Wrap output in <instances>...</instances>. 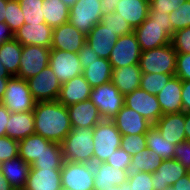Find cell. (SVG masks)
<instances>
[{
	"instance_id": "6125c7cd",
	"label": "cell",
	"mask_w": 190,
	"mask_h": 190,
	"mask_svg": "<svg viewBox=\"0 0 190 190\" xmlns=\"http://www.w3.org/2000/svg\"><path fill=\"white\" fill-rule=\"evenodd\" d=\"M104 190H129V183L128 182H124L121 185L112 186V187H109V188L104 189Z\"/></svg>"
},
{
	"instance_id": "44dd1931",
	"label": "cell",
	"mask_w": 190,
	"mask_h": 190,
	"mask_svg": "<svg viewBox=\"0 0 190 190\" xmlns=\"http://www.w3.org/2000/svg\"><path fill=\"white\" fill-rule=\"evenodd\" d=\"M92 87L83 74L76 76L62 84L57 101L66 107L90 99Z\"/></svg>"
},
{
	"instance_id": "30bf717a",
	"label": "cell",
	"mask_w": 190,
	"mask_h": 190,
	"mask_svg": "<svg viewBox=\"0 0 190 190\" xmlns=\"http://www.w3.org/2000/svg\"><path fill=\"white\" fill-rule=\"evenodd\" d=\"M30 93L36 102L56 101L62 84L48 65L27 80Z\"/></svg>"
},
{
	"instance_id": "03108f58",
	"label": "cell",
	"mask_w": 190,
	"mask_h": 190,
	"mask_svg": "<svg viewBox=\"0 0 190 190\" xmlns=\"http://www.w3.org/2000/svg\"><path fill=\"white\" fill-rule=\"evenodd\" d=\"M159 190H175V188L173 186H168L165 189H159Z\"/></svg>"
},
{
	"instance_id": "7402d4cb",
	"label": "cell",
	"mask_w": 190,
	"mask_h": 190,
	"mask_svg": "<svg viewBox=\"0 0 190 190\" xmlns=\"http://www.w3.org/2000/svg\"><path fill=\"white\" fill-rule=\"evenodd\" d=\"M181 93L182 80L173 76L156 95L163 115L183 111Z\"/></svg>"
},
{
	"instance_id": "484cf974",
	"label": "cell",
	"mask_w": 190,
	"mask_h": 190,
	"mask_svg": "<svg viewBox=\"0 0 190 190\" xmlns=\"http://www.w3.org/2000/svg\"><path fill=\"white\" fill-rule=\"evenodd\" d=\"M141 75L139 65L115 68L112 72V83L125 96L140 88Z\"/></svg>"
},
{
	"instance_id": "ffe728a7",
	"label": "cell",
	"mask_w": 190,
	"mask_h": 190,
	"mask_svg": "<svg viewBox=\"0 0 190 190\" xmlns=\"http://www.w3.org/2000/svg\"><path fill=\"white\" fill-rule=\"evenodd\" d=\"M67 109L72 128L94 127L102 120L98 108L90 99L71 104Z\"/></svg>"
},
{
	"instance_id": "603a6c76",
	"label": "cell",
	"mask_w": 190,
	"mask_h": 190,
	"mask_svg": "<svg viewBox=\"0 0 190 190\" xmlns=\"http://www.w3.org/2000/svg\"><path fill=\"white\" fill-rule=\"evenodd\" d=\"M188 174V170L177 160H162L158 169L152 173L154 190L172 186L181 177Z\"/></svg>"
},
{
	"instance_id": "bcb514c9",
	"label": "cell",
	"mask_w": 190,
	"mask_h": 190,
	"mask_svg": "<svg viewBox=\"0 0 190 190\" xmlns=\"http://www.w3.org/2000/svg\"><path fill=\"white\" fill-rule=\"evenodd\" d=\"M187 0H149V10L152 13H172Z\"/></svg>"
},
{
	"instance_id": "6da1fadb",
	"label": "cell",
	"mask_w": 190,
	"mask_h": 190,
	"mask_svg": "<svg viewBox=\"0 0 190 190\" xmlns=\"http://www.w3.org/2000/svg\"><path fill=\"white\" fill-rule=\"evenodd\" d=\"M35 134L61 144L72 129L68 109L56 101L36 102L33 109Z\"/></svg>"
},
{
	"instance_id": "d4e9b609",
	"label": "cell",
	"mask_w": 190,
	"mask_h": 190,
	"mask_svg": "<svg viewBox=\"0 0 190 190\" xmlns=\"http://www.w3.org/2000/svg\"><path fill=\"white\" fill-rule=\"evenodd\" d=\"M115 12L136 29L148 16L149 0H118Z\"/></svg>"
},
{
	"instance_id": "d6986e66",
	"label": "cell",
	"mask_w": 190,
	"mask_h": 190,
	"mask_svg": "<svg viewBox=\"0 0 190 190\" xmlns=\"http://www.w3.org/2000/svg\"><path fill=\"white\" fill-rule=\"evenodd\" d=\"M119 36L100 22L86 35V43L94 50L99 58L109 59L111 51Z\"/></svg>"
},
{
	"instance_id": "4fadbf2b",
	"label": "cell",
	"mask_w": 190,
	"mask_h": 190,
	"mask_svg": "<svg viewBox=\"0 0 190 190\" xmlns=\"http://www.w3.org/2000/svg\"><path fill=\"white\" fill-rule=\"evenodd\" d=\"M50 48L26 45L22 48L19 72L16 77L28 80L41 72L49 63Z\"/></svg>"
},
{
	"instance_id": "e0dca14e",
	"label": "cell",
	"mask_w": 190,
	"mask_h": 190,
	"mask_svg": "<svg viewBox=\"0 0 190 190\" xmlns=\"http://www.w3.org/2000/svg\"><path fill=\"white\" fill-rule=\"evenodd\" d=\"M112 121L121 135L146 134L152 126L141 114L125 105Z\"/></svg>"
},
{
	"instance_id": "8992f818",
	"label": "cell",
	"mask_w": 190,
	"mask_h": 190,
	"mask_svg": "<svg viewBox=\"0 0 190 190\" xmlns=\"http://www.w3.org/2000/svg\"><path fill=\"white\" fill-rule=\"evenodd\" d=\"M11 113L33 111L36 101L30 93L27 80L12 76L0 101Z\"/></svg>"
},
{
	"instance_id": "9c48e42d",
	"label": "cell",
	"mask_w": 190,
	"mask_h": 190,
	"mask_svg": "<svg viewBox=\"0 0 190 190\" xmlns=\"http://www.w3.org/2000/svg\"><path fill=\"white\" fill-rule=\"evenodd\" d=\"M102 14L100 0H78L70 8L68 22L87 35L101 22Z\"/></svg>"
},
{
	"instance_id": "f546056e",
	"label": "cell",
	"mask_w": 190,
	"mask_h": 190,
	"mask_svg": "<svg viewBox=\"0 0 190 190\" xmlns=\"http://www.w3.org/2000/svg\"><path fill=\"white\" fill-rule=\"evenodd\" d=\"M112 72L113 69L109 60L98 58L92 62H85L82 74L89 85L94 88L112 81Z\"/></svg>"
},
{
	"instance_id": "ba28073f",
	"label": "cell",
	"mask_w": 190,
	"mask_h": 190,
	"mask_svg": "<svg viewBox=\"0 0 190 190\" xmlns=\"http://www.w3.org/2000/svg\"><path fill=\"white\" fill-rule=\"evenodd\" d=\"M61 183L64 189L94 190V164L64 161Z\"/></svg>"
},
{
	"instance_id": "277c9868",
	"label": "cell",
	"mask_w": 190,
	"mask_h": 190,
	"mask_svg": "<svg viewBox=\"0 0 190 190\" xmlns=\"http://www.w3.org/2000/svg\"><path fill=\"white\" fill-rule=\"evenodd\" d=\"M93 164L105 163L120 148L122 135L112 120H101L93 127Z\"/></svg>"
},
{
	"instance_id": "6f0895ef",
	"label": "cell",
	"mask_w": 190,
	"mask_h": 190,
	"mask_svg": "<svg viewBox=\"0 0 190 190\" xmlns=\"http://www.w3.org/2000/svg\"><path fill=\"white\" fill-rule=\"evenodd\" d=\"M184 128L186 140H190V112H185Z\"/></svg>"
},
{
	"instance_id": "52a82bcc",
	"label": "cell",
	"mask_w": 190,
	"mask_h": 190,
	"mask_svg": "<svg viewBox=\"0 0 190 190\" xmlns=\"http://www.w3.org/2000/svg\"><path fill=\"white\" fill-rule=\"evenodd\" d=\"M90 100L103 120H112L124 105V96L112 81L92 88Z\"/></svg>"
},
{
	"instance_id": "db71d44e",
	"label": "cell",
	"mask_w": 190,
	"mask_h": 190,
	"mask_svg": "<svg viewBox=\"0 0 190 190\" xmlns=\"http://www.w3.org/2000/svg\"><path fill=\"white\" fill-rule=\"evenodd\" d=\"M14 38L13 32L5 22L0 23V46Z\"/></svg>"
},
{
	"instance_id": "e7e4bbea",
	"label": "cell",
	"mask_w": 190,
	"mask_h": 190,
	"mask_svg": "<svg viewBox=\"0 0 190 190\" xmlns=\"http://www.w3.org/2000/svg\"><path fill=\"white\" fill-rule=\"evenodd\" d=\"M78 0H62V2L70 9Z\"/></svg>"
},
{
	"instance_id": "cb8c5ba5",
	"label": "cell",
	"mask_w": 190,
	"mask_h": 190,
	"mask_svg": "<svg viewBox=\"0 0 190 190\" xmlns=\"http://www.w3.org/2000/svg\"><path fill=\"white\" fill-rule=\"evenodd\" d=\"M23 190H62L61 169H30Z\"/></svg>"
},
{
	"instance_id": "91938a15",
	"label": "cell",
	"mask_w": 190,
	"mask_h": 190,
	"mask_svg": "<svg viewBox=\"0 0 190 190\" xmlns=\"http://www.w3.org/2000/svg\"><path fill=\"white\" fill-rule=\"evenodd\" d=\"M0 190H15L0 171Z\"/></svg>"
},
{
	"instance_id": "681fc988",
	"label": "cell",
	"mask_w": 190,
	"mask_h": 190,
	"mask_svg": "<svg viewBox=\"0 0 190 190\" xmlns=\"http://www.w3.org/2000/svg\"><path fill=\"white\" fill-rule=\"evenodd\" d=\"M173 159L179 161L190 171V140L182 141L176 145Z\"/></svg>"
},
{
	"instance_id": "f1b7e54d",
	"label": "cell",
	"mask_w": 190,
	"mask_h": 190,
	"mask_svg": "<svg viewBox=\"0 0 190 190\" xmlns=\"http://www.w3.org/2000/svg\"><path fill=\"white\" fill-rule=\"evenodd\" d=\"M6 131V135L16 141H21L35 134L33 111L11 113Z\"/></svg>"
},
{
	"instance_id": "5b68a950",
	"label": "cell",
	"mask_w": 190,
	"mask_h": 190,
	"mask_svg": "<svg viewBox=\"0 0 190 190\" xmlns=\"http://www.w3.org/2000/svg\"><path fill=\"white\" fill-rule=\"evenodd\" d=\"M177 54L171 43L142 51L140 70L142 73L175 74Z\"/></svg>"
},
{
	"instance_id": "4316f807",
	"label": "cell",
	"mask_w": 190,
	"mask_h": 190,
	"mask_svg": "<svg viewBox=\"0 0 190 190\" xmlns=\"http://www.w3.org/2000/svg\"><path fill=\"white\" fill-rule=\"evenodd\" d=\"M30 168L31 165L19 156L8 161L1 162L0 165V171L15 190L24 189Z\"/></svg>"
},
{
	"instance_id": "3957f363",
	"label": "cell",
	"mask_w": 190,
	"mask_h": 190,
	"mask_svg": "<svg viewBox=\"0 0 190 190\" xmlns=\"http://www.w3.org/2000/svg\"><path fill=\"white\" fill-rule=\"evenodd\" d=\"M61 146L65 161L93 164V127L72 128Z\"/></svg>"
},
{
	"instance_id": "b9f144b4",
	"label": "cell",
	"mask_w": 190,
	"mask_h": 190,
	"mask_svg": "<svg viewBox=\"0 0 190 190\" xmlns=\"http://www.w3.org/2000/svg\"><path fill=\"white\" fill-rule=\"evenodd\" d=\"M120 148L125 150L132 157L147 148L145 134L122 135Z\"/></svg>"
},
{
	"instance_id": "f5cc1de1",
	"label": "cell",
	"mask_w": 190,
	"mask_h": 190,
	"mask_svg": "<svg viewBox=\"0 0 190 190\" xmlns=\"http://www.w3.org/2000/svg\"><path fill=\"white\" fill-rule=\"evenodd\" d=\"M11 112L2 104H0V137L6 136V125L8 123Z\"/></svg>"
},
{
	"instance_id": "83f0119b",
	"label": "cell",
	"mask_w": 190,
	"mask_h": 190,
	"mask_svg": "<svg viewBox=\"0 0 190 190\" xmlns=\"http://www.w3.org/2000/svg\"><path fill=\"white\" fill-rule=\"evenodd\" d=\"M126 170L115 169L107 163L94 164V190H104L127 182Z\"/></svg>"
},
{
	"instance_id": "94428289",
	"label": "cell",
	"mask_w": 190,
	"mask_h": 190,
	"mask_svg": "<svg viewBox=\"0 0 190 190\" xmlns=\"http://www.w3.org/2000/svg\"><path fill=\"white\" fill-rule=\"evenodd\" d=\"M7 0H0V23L5 20Z\"/></svg>"
},
{
	"instance_id": "f907efd6",
	"label": "cell",
	"mask_w": 190,
	"mask_h": 190,
	"mask_svg": "<svg viewBox=\"0 0 190 190\" xmlns=\"http://www.w3.org/2000/svg\"><path fill=\"white\" fill-rule=\"evenodd\" d=\"M78 58L84 69L85 62H92L93 60H97L99 57L94 50L87 43H85L78 53Z\"/></svg>"
},
{
	"instance_id": "8d00e7d4",
	"label": "cell",
	"mask_w": 190,
	"mask_h": 190,
	"mask_svg": "<svg viewBox=\"0 0 190 190\" xmlns=\"http://www.w3.org/2000/svg\"><path fill=\"white\" fill-rule=\"evenodd\" d=\"M173 76L175 74L142 73L140 88L149 94L157 95Z\"/></svg>"
},
{
	"instance_id": "680465c9",
	"label": "cell",
	"mask_w": 190,
	"mask_h": 190,
	"mask_svg": "<svg viewBox=\"0 0 190 190\" xmlns=\"http://www.w3.org/2000/svg\"><path fill=\"white\" fill-rule=\"evenodd\" d=\"M9 78L10 77H0V101L5 94Z\"/></svg>"
},
{
	"instance_id": "d590c367",
	"label": "cell",
	"mask_w": 190,
	"mask_h": 190,
	"mask_svg": "<svg viewBox=\"0 0 190 190\" xmlns=\"http://www.w3.org/2000/svg\"><path fill=\"white\" fill-rule=\"evenodd\" d=\"M64 161L61 144L51 142L44 153L31 164L30 169H61Z\"/></svg>"
},
{
	"instance_id": "4dcf8cb0",
	"label": "cell",
	"mask_w": 190,
	"mask_h": 190,
	"mask_svg": "<svg viewBox=\"0 0 190 190\" xmlns=\"http://www.w3.org/2000/svg\"><path fill=\"white\" fill-rule=\"evenodd\" d=\"M161 162L162 159L156 152L145 148L131 157V163L126 172L128 176H135L140 172L154 173Z\"/></svg>"
},
{
	"instance_id": "7dc6e473",
	"label": "cell",
	"mask_w": 190,
	"mask_h": 190,
	"mask_svg": "<svg viewBox=\"0 0 190 190\" xmlns=\"http://www.w3.org/2000/svg\"><path fill=\"white\" fill-rule=\"evenodd\" d=\"M115 169L126 170L131 163V156L123 149L118 148L109 156L105 162Z\"/></svg>"
},
{
	"instance_id": "836d02e7",
	"label": "cell",
	"mask_w": 190,
	"mask_h": 190,
	"mask_svg": "<svg viewBox=\"0 0 190 190\" xmlns=\"http://www.w3.org/2000/svg\"><path fill=\"white\" fill-rule=\"evenodd\" d=\"M42 7L45 23L51 28L68 22L70 9L62 0H43Z\"/></svg>"
},
{
	"instance_id": "f35d334b",
	"label": "cell",
	"mask_w": 190,
	"mask_h": 190,
	"mask_svg": "<svg viewBox=\"0 0 190 190\" xmlns=\"http://www.w3.org/2000/svg\"><path fill=\"white\" fill-rule=\"evenodd\" d=\"M101 23L105 28L110 29L114 32V34L118 35L119 37L134 32L132 26L122 17L118 16L116 12H103Z\"/></svg>"
},
{
	"instance_id": "c3c4849f",
	"label": "cell",
	"mask_w": 190,
	"mask_h": 190,
	"mask_svg": "<svg viewBox=\"0 0 190 190\" xmlns=\"http://www.w3.org/2000/svg\"><path fill=\"white\" fill-rule=\"evenodd\" d=\"M175 76L181 80H190V54H177Z\"/></svg>"
},
{
	"instance_id": "7bdbcfd3",
	"label": "cell",
	"mask_w": 190,
	"mask_h": 190,
	"mask_svg": "<svg viewBox=\"0 0 190 190\" xmlns=\"http://www.w3.org/2000/svg\"><path fill=\"white\" fill-rule=\"evenodd\" d=\"M171 45L178 54H190V27L175 31L171 37Z\"/></svg>"
},
{
	"instance_id": "9a60e30c",
	"label": "cell",
	"mask_w": 190,
	"mask_h": 190,
	"mask_svg": "<svg viewBox=\"0 0 190 190\" xmlns=\"http://www.w3.org/2000/svg\"><path fill=\"white\" fill-rule=\"evenodd\" d=\"M86 43V35L69 22L53 29L51 49L79 53Z\"/></svg>"
},
{
	"instance_id": "d6a6232c",
	"label": "cell",
	"mask_w": 190,
	"mask_h": 190,
	"mask_svg": "<svg viewBox=\"0 0 190 190\" xmlns=\"http://www.w3.org/2000/svg\"><path fill=\"white\" fill-rule=\"evenodd\" d=\"M22 48L15 38L0 46V61L11 76H17L19 72Z\"/></svg>"
},
{
	"instance_id": "8fae6325",
	"label": "cell",
	"mask_w": 190,
	"mask_h": 190,
	"mask_svg": "<svg viewBox=\"0 0 190 190\" xmlns=\"http://www.w3.org/2000/svg\"><path fill=\"white\" fill-rule=\"evenodd\" d=\"M141 53L142 51L137 37L132 32L118 38L108 60L112 65V69L129 65H139Z\"/></svg>"
},
{
	"instance_id": "be15d7a7",
	"label": "cell",
	"mask_w": 190,
	"mask_h": 190,
	"mask_svg": "<svg viewBox=\"0 0 190 190\" xmlns=\"http://www.w3.org/2000/svg\"><path fill=\"white\" fill-rule=\"evenodd\" d=\"M0 77H12L6 70V67L2 65L0 61Z\"/></svg>"
},
{
	"instance_id": "11a10c76",
	"label": "cell",
	"mask_w": 190,
	"mask_h": 190,
	"mask_svg": "<svg viewBox=\"0 0 190 190\" xmlns=\"http://www.w3.org/2000/svg\"><path fill=\"white\" fill-rule=\"evenodd\" d=\"M103 12L113 13L117 8L118 0H100Z\"/></svg>"
},
{
	"instance_id": "816d5d0a",
	"label": "cell",
	"mask_w": 190,
	"mask_h": 190,
	"mask_svg": "<svg viewBox=\"0 0 190 190\" xmlns=\"http://www.w3.org/2000/svg\"><path fill=\"white\" fill-rule=\"evenodd\" d=\"M182 107L183 112H190V80H182Z\"/></svg>"
},
{
	"instance_id": "f6af8a7d",
	"label": "cell",
	"mask_w": 190,
	"mask_h": 190,
	"mask_svg": "<svg viewBox=\"0 0 190 190\" xmlns=\"http://www.w3.org/2000/svg\"><path fill=\"white\" fill-rule=\"evenodd\" d=\"M129 190H154L152 173L140 172L135 176H128Z\"/></svg>"
},
{
	"instance_id": "ac0fdd59",
	"label": "cell",
	"mask_w": 190,
	"mask_h": 190,
	"mask_svg": "<svg viewBox=\"0 0 190 190\" xmlns=\"http://www.w3.org/2000/svg\"><path fill=\"white\" fill-rule=\"evenodd\" d=\"M185 112L171 113L162 115L154 124L171 144L177 145L186 140L185 137Z\"/></svg>"
},
{
	"instance_id": "1f68e13d",
	"label": "cell",
	"mask_w": 190,
	"mask_h": 190,
	"mask_svg": "<svg viewBox=\"0 0 190 190\" xmlns=\"http://www.w3.org/2000/svg\"><path fill=\"white\" fill-rule=\"evenodd\" d=\"M51 143L50 140L41 135L33 134L19 141L18 153L25 162L31 165L46 150V146Z\"/></svg>"
},
{
	"instance_id": "5bb4252c",
	"label": "cell",
	"mask_w": 190,
	"mask_h": 190,
	"mask_svg": "<svg viewBox=\"0 0 190 190\" xmlns=\"http://www.w3.org/2000/svg\"><path fill=\"white\" fill-rule=\"evenodd\" d=\"M124 105L141 114L152 125L163 115L157 96L149 94L142 88L125 95Z\"/></svg>"
},
{
	"instance_id": "7c38bea8",
	"label": "cell",
	"mask_w": 190,
	"mask_h": 190,
	"mask_svg": "<svg viewBox=\"0 0 190 190\" xmlns=\"http://www.w3.org/2000/svg\"><path fill=\"white\" fill-rule=\"evenodd\" d=\"M48 65L59 79L61 84L83 73L78 53L51 49Z\"/></svg>"
},
{
	"instance_id": "2e32d148",
	"label": "cell",
	"mask_w": 190,
	"mask_h": 190,
	"mask_svg": "<svg viewBox=\"0 0 190 190\" xmlns=\"http://www.w3.org/2000/svg\"><path fill=\"white\" fill-rule=\"evenodd\" d=\"M53 28L46 23L24 24L14 34V38L22 45H36L51 49Z\"/></svg>"
},
{
	"instance_id": "ee69618b",
	"label": "cell",
	"mask_w": 190,
	"mask_h": 190,
	"mask_svg": "<svg viewBox=\"0 0 190 190\" xmlns=\"http://www.w3.org/2000/svg\"><path fill=\"white\" fill-rule=\"evenodd\" d=\"M19 141L6 136L0 137V162L8 161L19 156Z\"/></svg>"
},
{
	"instance_id": "e575fe53",
	"label": "cell",
	"mask_w": 190,
	"mask_h": 190,
	"mask_svg": "<svg viewBox=\"0 0 190 190\" xmlns=\"http://www.w3.org/2000/svg\"><path fill=\"white\" fill-rule=\"evenodd\" d=\"M145 136L147 148L150 151L156 152L162 160L173 159L176 145L171 144V142L162 137L155 125L148 129Z\"/></svg>"
},
{
	"instance_id": "ab89813d",
	"label": "cell",
	"mask_w": 190,
	"mask_h": 190,
	"mask_svg": "<svg viewBox=\"0 0 190 190\" xmlns=\"http://www.w3.org/2000/svg\"><path fill=\"white\" fill-rule=\"evenodd\" d=\"M4 22L15 34L25 24V19L18 0H7Z\"/></svg>"
},
{
	"instance_id": "60d3db41",
	"label": "cell",
	"mask_w": 190,
	"mask_h": 190,
	"mask_svg": "<svg viewBox=\"0 0 190 190\" xmlns=\"http://www.w3.org/2000/svg\"><path fill=\"white\" fill-rule=\"evenodd\" d=\"M174 31L190 27V0L184 2L169 15Z\"/></svg>"
},
{
	"instance_id": "7a4b0ae2",
	"label": "cell",
	"mask_w": 190,
	"mask_h": 190,
	"mask_svg": "<svg viewBox=\"0 0 190 190\" xmlns=\"http://www.w3.org/2000/svg\"><path fill=\"white\" fill-rule=\"evenodd\" d=\"M169 15V13H152L149 10L145 21L134 29L141 51L171 43V37L175 31Z\"/></svg>"
},
{
	"instance_id": "9f6ffc18",
	"label": "cell",
	"mask_w": 190,
	"mask_h": 190,
	"mask_svg": "<svg viewBox=\"0 0 190 190\" xmlns=\"http://www.w3.org/2000/svg\"><path fill=\"white\" fill-rule=\"evenodd\" d=\"M175 190H190L189 174L181 177L176 183L172 185Z\"/></svg>"
},
{
	"instance_id": "74e56055",
	"label": "cell",
	"mask_w": 190,
	"mask_h": 190,
	"mask_svg": "<svg viewBox=\"0 0 190 190\" xmlns=\"http://www.w3.org/2000/svg\"><path fill=\"white\" fill-rule=\"evenodd\" d=\"M23 12L25 24L45 23L42 11L43 0H18Z\"/></svg>"
}]
</instances>
